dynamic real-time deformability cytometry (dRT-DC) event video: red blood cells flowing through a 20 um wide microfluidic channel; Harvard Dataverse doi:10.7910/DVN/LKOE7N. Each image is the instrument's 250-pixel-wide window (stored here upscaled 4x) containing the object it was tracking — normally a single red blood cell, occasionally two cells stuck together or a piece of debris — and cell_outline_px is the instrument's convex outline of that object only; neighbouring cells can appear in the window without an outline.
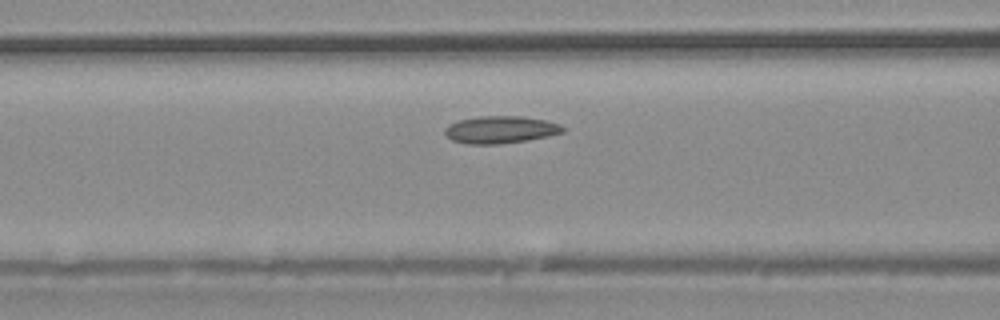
{"species": "common noctule bat (a hibernating species)", "species_latin": "Nyctalus noctula", "temperature_condition": "warm", "stored_images_in_passage": 34, "camera_frame_rate_fps": 3000, "um_per_image_px": 0.085, "animal": {"sex": "male", "body_mass_g": 20.4}, "frame": {"image": 1, "passage_image": 11, "time_ms": 3.333, "image_size_px": [1000, 320], "cell_outline_px": [[564, 132], [548, 136], [528, 140], [500, 144], [468, 144], [452, 140], [444, 132], [444, 128], [448, 124], [460, 120], [480, 116], [524, 116], [544, 120], [560, 124], [564, 128]], "centroid_in_image_um": [42.54, 11.02], "position_along_channel_um": 124.1, "area_um2": 18.79}}
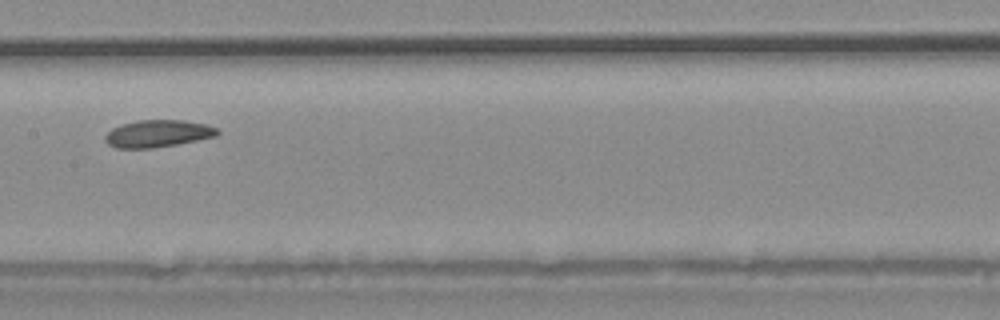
{"frame": {"image": 2, "passage_image": 15, "time_ms": 4.667, "image_size_px": [1000, 320], "cell_outline_px": [[220, 132], [216, 136], [176, 144], [152, 148], [116, 148], [108, 144], [104, 140], [104, 136], [112, 128], [120, 124], [140, 120], [184, 120], [208, 124], [216, 128]], "centroid_in_image_um": [13.4, 11.35], "position_along_channel_um": 194.0, "area_um2": 17.8}}
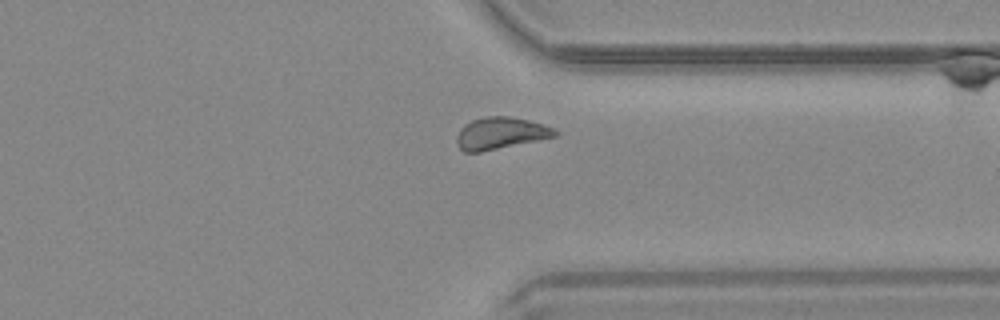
{"frame": {"image": 3, "passage_image": 25, "time_ms": 8.0, "image_size_px": [1000, 320], "cell_outline_px": [[560, 132], [556, 136], [540, 140], [480, 152], [464, 152], [460, 148], [456, 140], [456, 136], [460, 128], [464, 124], [472, 120], [484, 116], [508, 116], [528, 120], [544, 124], [556, 128]], "centroid_in_image_um": [42.57, 11.32], "position_along_channel_um": 368.8, "area_um2": 18.5}}